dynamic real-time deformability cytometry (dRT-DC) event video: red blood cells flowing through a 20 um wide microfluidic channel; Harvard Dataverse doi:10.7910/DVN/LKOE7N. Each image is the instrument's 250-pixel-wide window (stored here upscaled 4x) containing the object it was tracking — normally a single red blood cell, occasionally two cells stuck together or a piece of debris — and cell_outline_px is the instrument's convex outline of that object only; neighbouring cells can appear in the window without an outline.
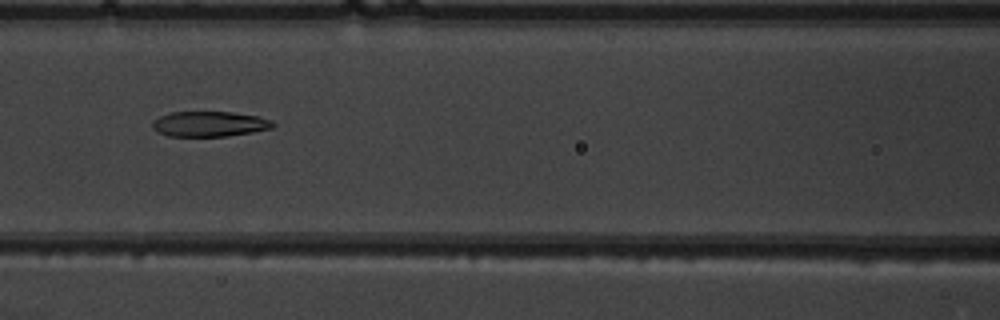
{"species": "common noctule bat (a hibernating species)", "species_latin": "Nyctalus noctula", "temperature_condition": "warm", "stored_images_in_passage": 10, "camera_frame_rate_fps": 3000, "um_per_image_px": 0.085, "animal": {"sex": "male", "body_mass_g": 19.5, "forearm_length_mm": 54.6}, "frame": {"image": 1, "passage_image": 7, "time_ms": 7.667, "image_size_px": [1000, 320], "cell_outline_px": [[276, 124], [272, 128], [252, 132], [228, 136], [168, 136], [156, 132], [152, 128], [152, 120], [160, 116], [172, 112], [232, 112], [256, 116], [272, 120]], "centroid_in_image_um": [17.78, 10.54], "position_along_channel_um": 148.8, "area_um2": 17.8}}
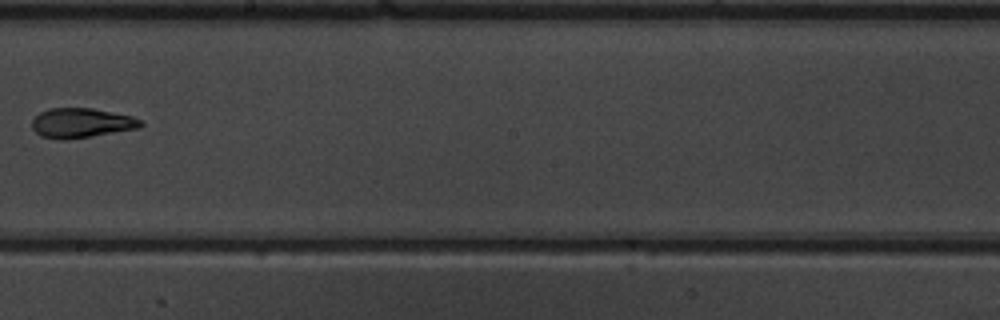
{"frame": {"image": 2, "passage_image": 9, "time_ms": 10.0, "image_size_px": [1000, 320], "cell_outline_px": [[144, 124], [140, 128], [68, 140], [60, 140], [40, 136], [32, 128], [32, 120], [40, 112], [48, 108], [92, 108], [132, 116], [144, 120]], "centroid_in_image_um": [6.93, 10.46], "position_along_channel_um": 241.3, "area_um2": 19.02}}
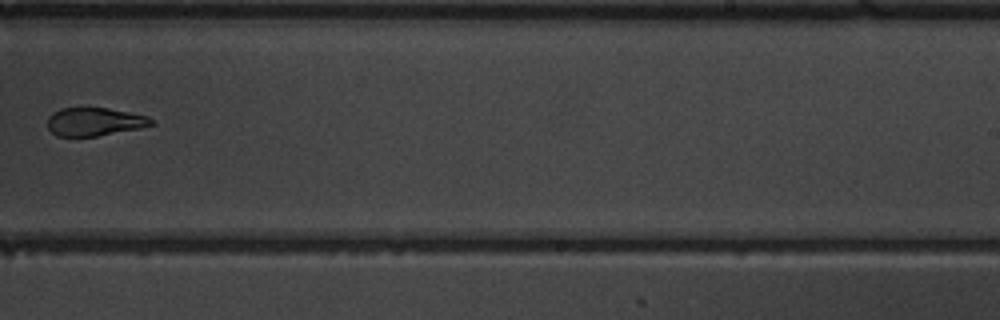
{"frame": {"image": 3, "passage_image": 10, "time_ms": 11.0, "image_size_px": [1000, 320], "cell_outline_px": [[156, 124], [140, 128], [96, 136], [56, 136], [48, 128], [48, 116], [52, 112], [60, 108], [108, 108], [148, 116], [156, 120]], "centroid_in_image_um": [8.06, 10.34], "position_along_channel_um": 280.9, "area_um2": 17.17}}